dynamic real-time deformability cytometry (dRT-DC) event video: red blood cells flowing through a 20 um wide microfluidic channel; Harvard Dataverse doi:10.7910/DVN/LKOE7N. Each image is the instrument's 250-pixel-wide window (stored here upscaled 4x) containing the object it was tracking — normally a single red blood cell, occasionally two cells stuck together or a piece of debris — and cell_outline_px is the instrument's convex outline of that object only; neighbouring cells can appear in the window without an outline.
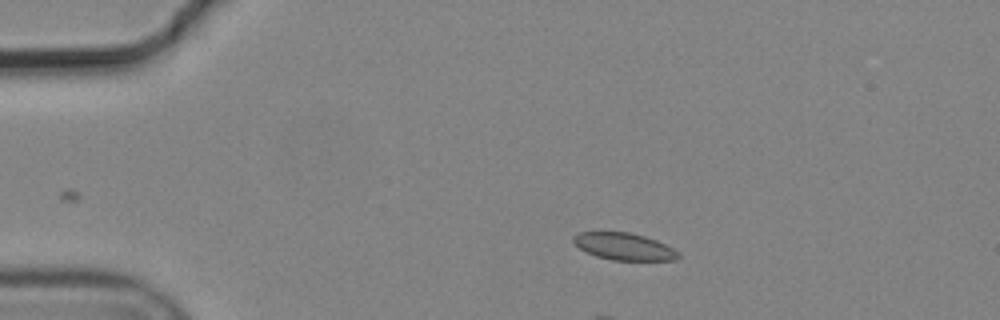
{"species": "common noctule bat (a hibernating species)", "species_latin": "Nyctalus noctula", "temperature_condition": "cold", "stored_images_in_passage": 4, "camera_frame_rate_fps": 3000, "um_per_image_px": 0.085, "animal": {"sex": "male", "body_mass_g": 19.2, "forearm_length_mm": 51.8}, "frame": {"image": 1, "passage_image": 2, "time_ms": 0.333, "image_size_px": [1000, 320], "cell_outline_px": [[680, 256], [676, 260], [612, 260], [596, 256], [580, 248], [572, 240], [572, 236], [580, 232], [628, 232], [644, 236], [656, 240], [680, 252]], "centroid_in_image_um": [53.05, 20.95], "position_along_channel_um": 31.9, "area_um2": 16.42}}